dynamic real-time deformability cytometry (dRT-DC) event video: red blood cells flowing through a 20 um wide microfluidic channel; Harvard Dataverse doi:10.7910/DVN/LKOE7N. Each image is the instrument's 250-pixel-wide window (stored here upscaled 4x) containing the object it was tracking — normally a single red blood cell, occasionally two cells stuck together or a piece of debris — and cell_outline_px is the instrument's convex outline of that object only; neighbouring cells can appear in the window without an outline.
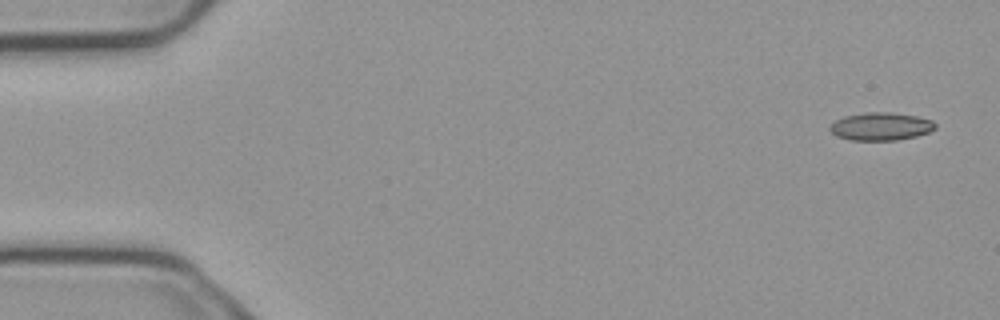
{"species": "common noctule bat (a hibernating species)", "species_latin": "Nyctalus noctula", "temperature_condition": "cold", "stored_images_in_passage": 5, "camera_frame_rate_fps": 3000, "um_per_image_px": 0.085, "animal": {"sex": "male", "body_mass_g": 23.1, "forearm_length_mm": 52.7}, "frame": {"image": 1, "passage_image": 1, "time_ms": 0.0, "image_size_px": [1000, 320], "cell_outline_px": [[936, 128], [928, 132], [916, 136], [896, 140], [852, 140], [836, 136], [828, 128], [836, 120], [844, 116], [868, 112], [888, 112], [916, 116], [932, 120], [936, 124]], "centroid_in_image_um": [74.87, 10.74], "position_along_channel_um": 10.1, "area_um2": 16.99}}
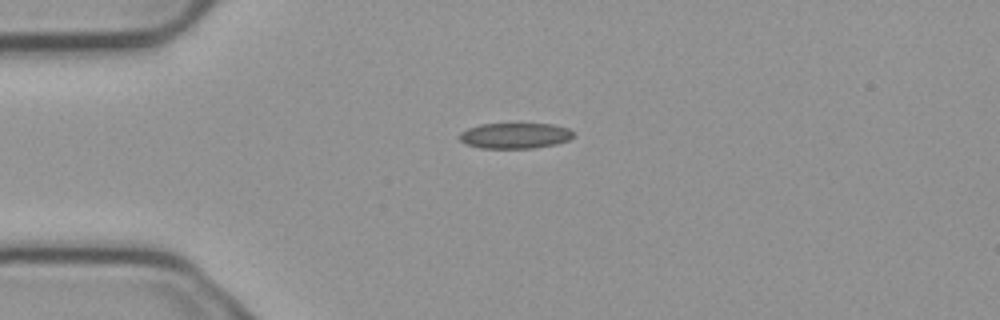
{"frame": {"image": 2, "passage_image": 4, "time_ms": 1.0, "image_size_px": [1000, 320], "cell_outline_px": [[572, 136], [568, 140], [556, 144], [532, 148], [480, 148], [464, 144], [460, 140], [460, 132], [468, 128], [480, 124], [552, 124], [568, 128], [572, 132]], "centroid_in_image_um": [43.73, 11.53], "position_along_channel_um": 41.3, "area_um2": 16.94}}